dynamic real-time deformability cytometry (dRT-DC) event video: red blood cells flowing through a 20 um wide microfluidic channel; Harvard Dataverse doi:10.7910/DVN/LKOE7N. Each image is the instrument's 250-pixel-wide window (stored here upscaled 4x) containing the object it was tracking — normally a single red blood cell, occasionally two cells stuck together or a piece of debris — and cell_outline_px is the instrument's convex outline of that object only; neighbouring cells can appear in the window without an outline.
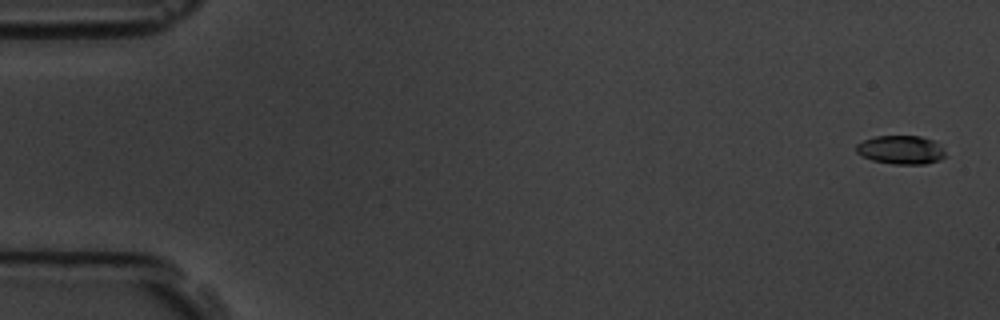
{"species": "common noctule bat (a hibernating species)", "species_latin": "Nyctalus noctula", "temperature_condition": "room temperature", "stored_images_in_passage": 58, "camera_frame_rate_fps": 3000, "um_per_image_px": 0.085, "animal": {"sex": "male", "body_mass_g": 19.5, "forearm_length_mm": 54.6}, "frame": {"image": 1, "passage_image": 2, "time_ms": 0.333, "image_size_px": [1000, 320], "cell_outline_px": [[948, 156], [940, 160], [924, 164], [892, 164], [872, 160], [856, 152], [856, 144], [864, 140], [876, 136], [920, 136], [936, 140]], "centroid_in_image_um": [76.62, 12.73], "position_along_channel_um": 8.4, "area_um2": 15.03}}
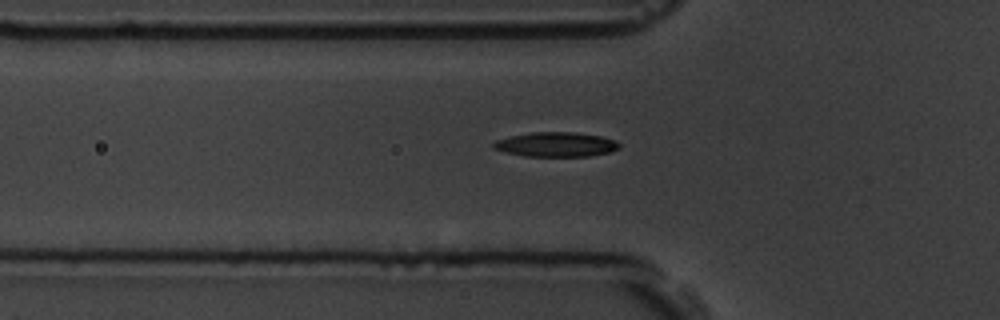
{"frame": {"image": 2, "passage_image": 20, "time_ms": 6.333, "image_size_px": [1000, 320], "cell_outline_px": [[620, 148], [608, 152], [588, 156], [524, 156], [504, 152], [492, 148], [492, 144], [496, 140], [512, 136], [532, 132], [576, 132], [600, 136], [616, 140], [620, 144]], "centroid_in_image_um": [47.25, 12.28], "position_along_channel_um": 78.5, "area_um2": 17.98}}
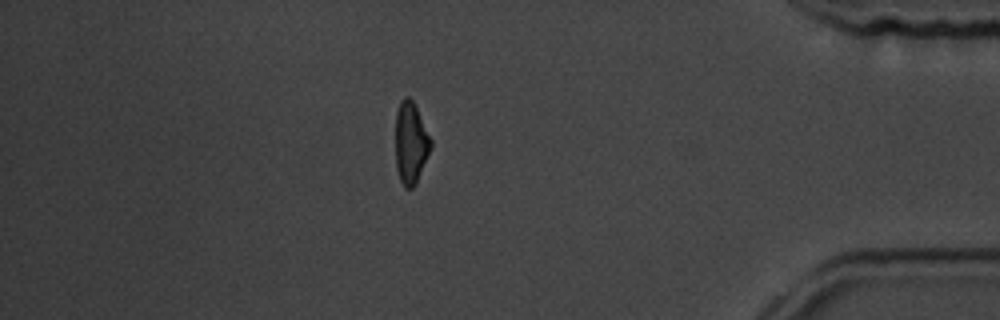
{"frame": {"image": 3, "passage_image": 50, "time_ms": 16.333, "image_size_px": [1000, 320], "cell_outline_px": [[432, 148], [416, 184], [412, 188], [404, 188], [400, 180], [396, 168], [396, 112], [400, 100], [404, 96], [408, 96], [412, 100], [432, 140]], "centroid_in_image_um": [34.92, 12.17], "position_along_channel_um": 400.3, "area_um2": 16.94}, "authors_computed_cell_mechanics": {"area_um2": 17.051, "velocity_mm_per_s": 3.6046, "shape_relaxation_time_tau1_ms": 3.4122, "shape_relaxation_time_tau2_ms": 2.5399, "deformation_change_tau1": 0.1471, "deformation_change_tau2": 0.088}}